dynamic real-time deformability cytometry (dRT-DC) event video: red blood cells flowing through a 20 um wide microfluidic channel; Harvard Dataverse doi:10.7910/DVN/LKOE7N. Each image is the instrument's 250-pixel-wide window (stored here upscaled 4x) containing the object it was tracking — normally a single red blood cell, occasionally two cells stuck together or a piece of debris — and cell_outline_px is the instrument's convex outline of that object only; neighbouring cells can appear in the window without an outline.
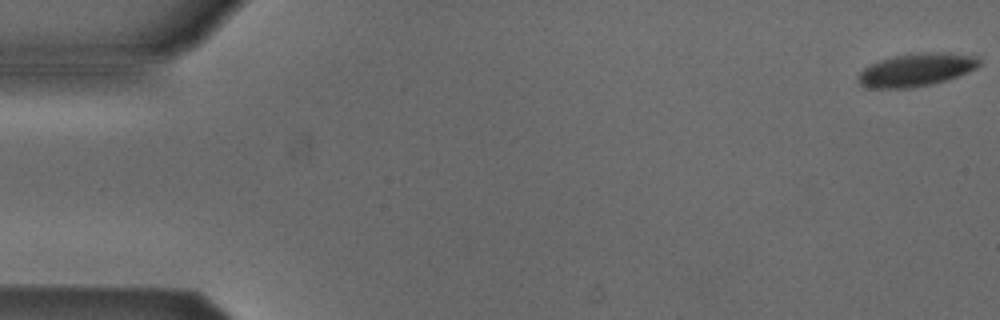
{"species": "Egyptian fruit bat (a non-hibernating species)", "species_latin": "Rousettus aegyptiacus", "temperature_condition": "cold", "stored_images_in_passage": 5, "camera_frame_rate_fps": 3000, "um_per_image_px": 0.085, "animal": {"sex": "male"}, "frame": {"image": 1, "passage_image": 1, "time_ms": 0.0, "image_size_px": [1000, 320], "cell_outline_px": [[980, 64], [976, 68], [968, 72], [948, 80], [912, 88], [868, 88], [860, 84], [860, 72], [864, 68], [880, 60], [892, 56], [908, 52], [952, 52], [976, 56], [980, 60]], "centroid_in_image_um": [77.93, 5.91], "position_along_channel_um": 7.1, "area_um2": 23.47}}
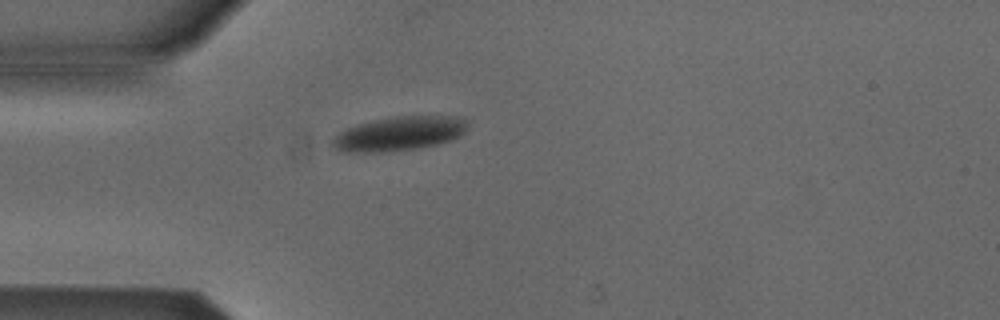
{"frame": {"image": 2, "passage_image": 5, "time_ms": 4.667, "image_size_px": [1000, 320], "cell_outline_px": [[468, 128], [460, 136], [452, 140], [440, 144], [420, 148], [384, 152], [344, 152], [336, 148], [332, 144], [332, 140], [340, 132], [356, 124], [372, 120], [392, 116], [456, 116], [468, 120]], "centroid_in_image_um": [33.99, 11.35], "position_along_channel_um": 51.0, "area_um2": 27.17}}